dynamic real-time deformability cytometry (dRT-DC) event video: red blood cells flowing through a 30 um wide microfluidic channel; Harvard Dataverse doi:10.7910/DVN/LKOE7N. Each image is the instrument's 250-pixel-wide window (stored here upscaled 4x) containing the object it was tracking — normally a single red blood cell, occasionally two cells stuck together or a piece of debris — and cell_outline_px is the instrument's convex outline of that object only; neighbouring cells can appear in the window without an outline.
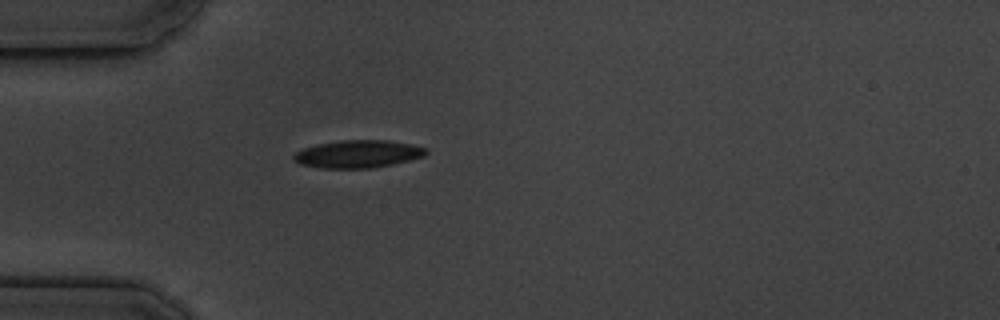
{"species": "common noctule bat (a hibernating species)", "species_latin": "Nyctalus noctula", "temperature_condition": "cold", "stored_images_in_passage": 1, "camera_frame_rate_fps": 3000, "um_per_image_px": 0.085, "animal": {"sex": "male", "body_mass_g": 19.5, "forearm_length_mm": 54.6}, "frame": {"image": 1, "passage_image": 1, "time_ms": 0.0, "image_size_px": [1000, 320], "cell_outline_px": [[428, 152], [424, 156], [392, 164], [372, 168], [320, 168], [300, 164], [292, 160], [292, 156], [296, 152], [304, 148], [316, 144], [340, 140], [388, 140], [428, 148]], "centroid_in_image_um": [30.39, 13.09], "position_along_channel_um": 54.6, "area_um2": 21.33}}